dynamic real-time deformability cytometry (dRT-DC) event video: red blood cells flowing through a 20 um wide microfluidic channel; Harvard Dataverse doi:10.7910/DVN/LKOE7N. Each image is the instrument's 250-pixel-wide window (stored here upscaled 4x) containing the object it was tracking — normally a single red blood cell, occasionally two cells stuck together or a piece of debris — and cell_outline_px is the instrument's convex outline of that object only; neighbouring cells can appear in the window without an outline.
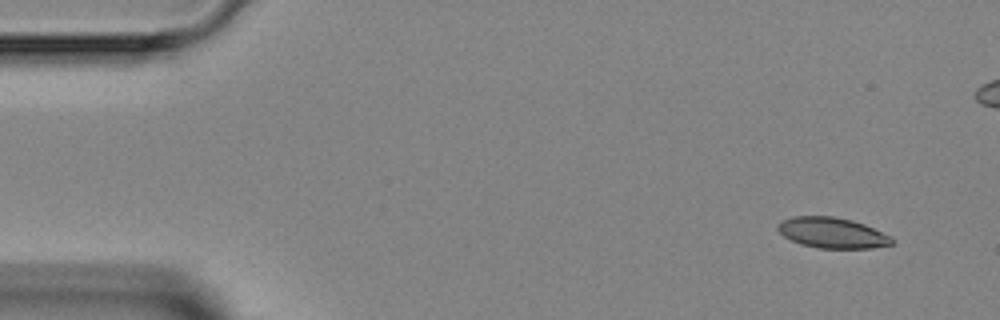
{"species": "Egyptian fruit bat (a non-hibernating species)", "species_latin": "Rousettus aegyptiacus", "temperature_condition": "room temperature", "stored_images_in_passage": 4, "camera_frame_rate_fps": 3000, "um_per_image_px": 0.085, "animal": {"sex": "female"}, "frame": {"image": 1, "passage_image": 1, "time_ms": 0.0, "image_size_px": [1000, 320], "cell_outline_px": [[892, 244], [872, 248], [820, 248], [800, 244], [784, 236], [776, 228], [776, 224], [792, 216], [832, 216], [852, 220], [864, 224], [892, 236]], "centroid_in_image_um": [70.73, 19.78], "position_along_channel_um": 14.3, "area_um2": 20.29}}